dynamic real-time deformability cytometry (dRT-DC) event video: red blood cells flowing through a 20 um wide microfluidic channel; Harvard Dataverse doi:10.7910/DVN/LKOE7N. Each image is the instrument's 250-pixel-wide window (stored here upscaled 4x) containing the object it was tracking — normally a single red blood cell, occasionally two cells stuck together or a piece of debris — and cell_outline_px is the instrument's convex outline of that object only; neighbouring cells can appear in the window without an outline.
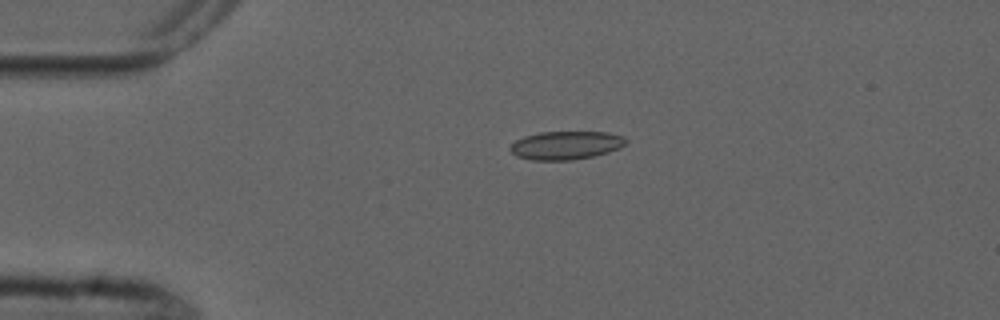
{"species": "common noctule bat (a hibernating species)", "species_latin": "Nyctalus noctula", "temperature_condition": "cold", "stored_images_in_passage": 5, "camera_frame_rate_fps": 3000, "um_per_image_px": 0.085, "animal": {"sex": "male", "forearm_length_mm": 52.5}, "frame": {"image": 1, "passage_image": 3, "time_ms": 3.333, "image_size_px": [1000, 320], "cell_outline_px": [[628, 140], [620, 148], [608, 152], [592, 156], [572, 160], [532, 160], [516, 156], [508, 148], [516, 140], [524, 136], [540, 132], [608, 132], [624, 136]], "centroid_in_image_um": [48.1, 12.34], "position_along_channel_um": 36.9, "area_um2": 19.13}}
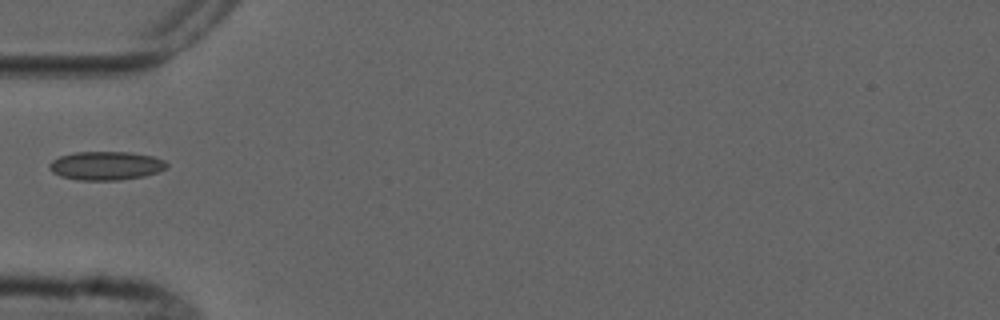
{"frame": {"image": 2, "passage_image": 5, "time_ms": 5.333, "image_size_px": [1000, 320], "cell_outline_px": [[168, 168], [144, 176], [120, 180], [80, 180], [60, 176], [52, 172], [48, 168], [48, 164], [52, 160], [60, 156], [76, 152], [132, 152], [152, 156], [164, 160], [168, 164]], "centroid_in_image_um": [9.0, 14.08], "position_along_channel_um": 76.0, "area_um2": 19.65}}